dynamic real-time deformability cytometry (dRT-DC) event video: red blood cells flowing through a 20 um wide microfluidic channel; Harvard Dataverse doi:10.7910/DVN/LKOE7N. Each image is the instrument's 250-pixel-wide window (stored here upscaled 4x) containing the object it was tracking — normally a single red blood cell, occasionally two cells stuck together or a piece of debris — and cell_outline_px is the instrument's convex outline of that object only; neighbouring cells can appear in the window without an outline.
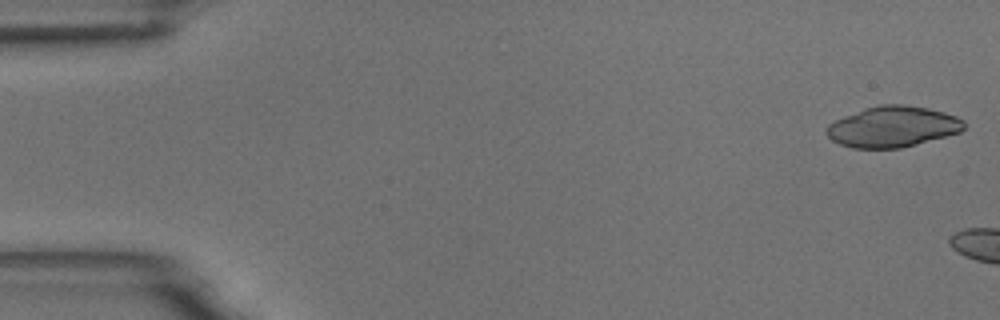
{"species": "common noctule bat (a hibernating species)", "species_latin": "Nyctalus noctula", "temperature_condition": "room temperature", "stored_images_in_passage": 5, "camera_frame_rate_fps": 3000, "um_per_image_px": 0.085, "animal": {"sex": "male", "body_mass_g": 18.8}, "frame": {"image": 1, "passage_image": 1, "time_ms": 0.0, "image_size_px": [1000, 320], "cell_outline_px": [[964, 128], [960, 132], [916, 144], [900, 148], [852, 148], [840, 144], [832, 140], [824, 132], [828, 124], [844, 116], [864, 108], [880, 104], [904, 104], [928, 108], [944, 112], [956, 116], [964, 120]], "centroid_in_image_um": [75.86, 10.76], "position_along_channel_um": 9.1, "area_um2": 32.71}}